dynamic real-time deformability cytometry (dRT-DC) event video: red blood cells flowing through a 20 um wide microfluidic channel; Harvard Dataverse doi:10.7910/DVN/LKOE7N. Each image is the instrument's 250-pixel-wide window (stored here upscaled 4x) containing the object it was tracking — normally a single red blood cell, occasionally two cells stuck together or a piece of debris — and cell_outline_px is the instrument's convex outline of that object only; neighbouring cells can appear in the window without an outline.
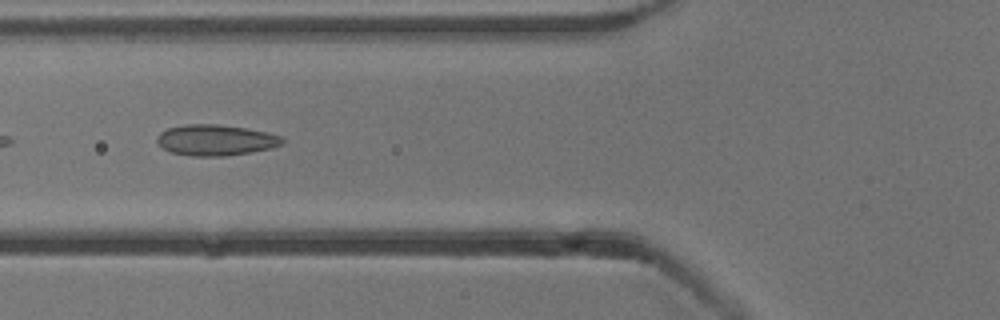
{"species": "common noctule bat (a hibernating species)", "species_latin": "Nyctalus noctula", "temperature_condition": "cold", "stored_images_in_passage": 28, "camera_frame_rate_fps": 3000, "um_per_image_px": 0.085, "animal": {"sex": "male", "body_mass_g": 13.3}, "frame": {"image": 1, "passage_image": 20, "time_ms": 6.333, "image_size_px": [1000, 320], "cell_outline_px": [[284, 144], [268, 148], [248, 152], [224, 156], [192, 156], [172, 152], [164, 148], [156, 140], [156, 136], [160, 132], [168, 128], [184, 124], [216, 124], [248, 128], [268, 132], [280, 136], [284, 140]], "centroid_in_image_um": [18.32, 11.89], "position_along_channel_um": 107.5, "area_um2": 22.43}}